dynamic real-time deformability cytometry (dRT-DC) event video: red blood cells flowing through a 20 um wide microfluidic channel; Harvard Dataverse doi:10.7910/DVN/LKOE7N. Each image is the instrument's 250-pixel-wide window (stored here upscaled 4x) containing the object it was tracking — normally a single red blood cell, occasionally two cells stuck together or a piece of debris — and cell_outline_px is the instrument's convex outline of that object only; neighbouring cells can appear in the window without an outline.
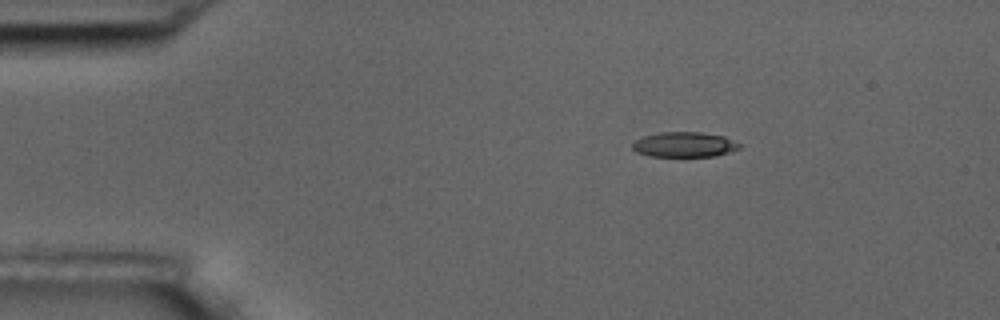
{"species": "common noctule bat (a hibernating species)", "species_latin": "Nyctalus noctula", "temperature_condition": "room temperature", "stored_images_in_passage": 3, "camera_frame_rate_fps": 3000, "um_per_image_px": 0.085, "animal": {"sex": "male", "body_mass_g": 17.5, "forearm_length_mm": 52.3}, "frame": {"image": 1, "passage_image": 2, "time_ms": 1.0, "image_size_px": [1000, 320], "cell_outline_px": [[740, 148], [716, 156], [648, 156], [636, 152], [632, 148], [632, 144], [636, 140], [644, 136], [660, 132], [700, 132], [724, 136], [740, 144]], "centroid_in_image_um": [58.15, 12.29], "position_along_channel_um": 26.9, "area_um2": 15.55}}